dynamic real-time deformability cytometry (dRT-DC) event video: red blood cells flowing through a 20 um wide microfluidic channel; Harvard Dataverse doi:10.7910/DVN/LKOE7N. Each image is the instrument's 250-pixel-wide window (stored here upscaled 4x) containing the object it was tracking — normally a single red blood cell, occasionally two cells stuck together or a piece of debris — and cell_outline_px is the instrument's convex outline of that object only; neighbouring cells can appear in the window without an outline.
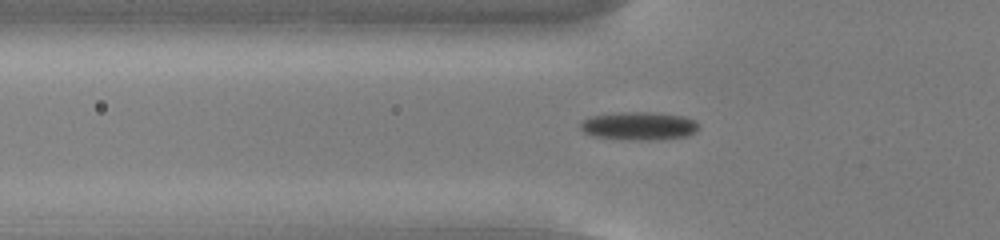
{"species": "common noctule bat (a hibernating species)", "species_latin": "Nyctalus noctula", "temperature_condition": "cold", "stored_images_in_passage": 47, "camera_frame_rate_fps": 3000, "um_per_image_px": 0.085, "animal": {"sex": "male", "body_mass_g": 13.0, "forearm_length_mm": 53.1}, "frame": {"image": 1, "passage_image": 11, "time_ms": 3.333, "image_size_px": [1000, 240], "cell_outline_px": [[700, 124], [696, 132], [688, 136], [660, 140], [628, 140], [592, 136], [584, 132], [580, 128], [580, 124], [584, 120], [592, 116], [620, 112], [652, 112], [684, 116], [696, 120]], "centroid_in_image_um": [54.36, 10.71], "position_along_channel_um": 71.4, "area_um2": 19.71}}
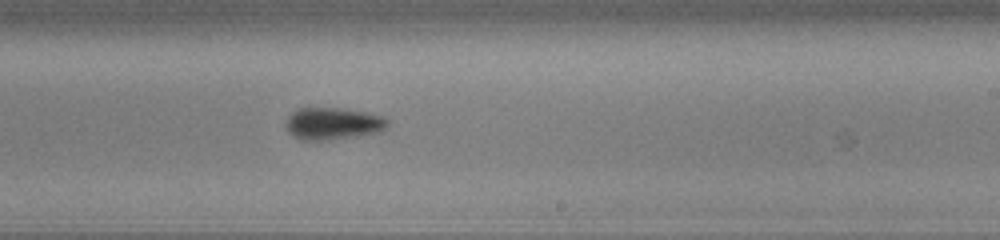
{"frame": {"image": 2, "passage_image": 26, "time_ms": 8.333, "image_size_px": [1000, 240], "cell_outline_px": [[388, 128], [384, 132], [360, 136], [320, 140], [300, 140], [292, 136], [288, 132], [284, 124], [288, 116], [296, 108], [340, 108], [364, 112], [384, 116], [388, 120]], "centroid_in_image_um": [28.31, 10.51], "position_along_channel_um": 260.7, "area_um2": 19.42}}
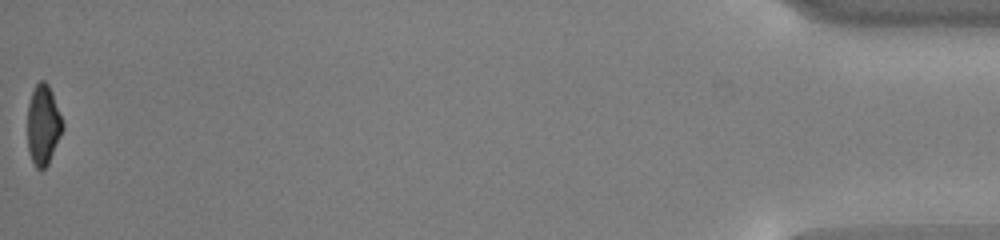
{"frame": {"image": 3, "passage_image": 47, "time_ms": 15.333, "image_size_px": [1000, 240], "cell_outline_px": [[64, 128], [48, 164], [40, 172], [36, 168], [28, 152], [28, 104], [32, 92], [36, 84], [40, 80], [44, 80], [48, 84], [52, 92], [64, 124]], "centroid_in_image_um": [3.67, 10.63], "position_along_channel_um": 431.5, "area_um2": 16.42}, "authors_computed_cell_mechanics": {"area_um2": 18.0914, "velocity_mm_per_s": 3.7979, "shape_relaxation_time_tau1_ms": 1.667, "shape_relaxation_time_tau2_ms": null, "deformation_change_tau1": 0.1053, "deformation_change_tau2": null}}